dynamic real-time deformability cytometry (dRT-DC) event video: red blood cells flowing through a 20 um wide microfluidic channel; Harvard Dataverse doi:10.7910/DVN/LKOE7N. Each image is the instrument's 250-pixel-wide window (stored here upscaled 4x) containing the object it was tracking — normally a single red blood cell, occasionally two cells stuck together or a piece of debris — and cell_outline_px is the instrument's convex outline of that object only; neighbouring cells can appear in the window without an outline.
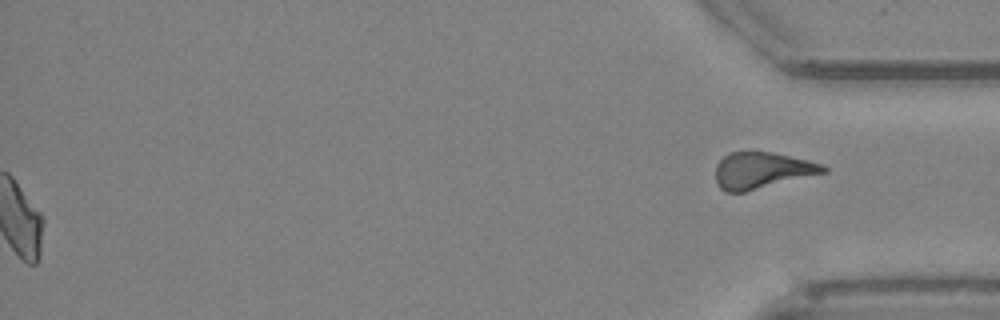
{"species": "Egyptian fruit bat (a non-hibernating species)", "species_latin": "Rousettus aegyptiacus", "temperature_condition": "cold", "stored_images_in_passage": 54, "segment_of_instrument_passage": [2, 2], "camera_frame_rate_fps": 3000, "um_per_image_px": 0.085, "animal": {"sex": "female"}, "frame": {"image": 1, "passage_image": 54, "time_ms": 17.667, "image_size_px": [1000, 320], "cell_outline_px": [[828, 172], [744, 192], [724, 192], [720, 188], [716, 180], [716, 164], [728, 152], [772, 152], [808, 160], [824, 164], [828, 168]], "centroid_in_image_um": [64.78, 14.48], "position_along_channel_um": 370.4, "area_um2": 22.89}}